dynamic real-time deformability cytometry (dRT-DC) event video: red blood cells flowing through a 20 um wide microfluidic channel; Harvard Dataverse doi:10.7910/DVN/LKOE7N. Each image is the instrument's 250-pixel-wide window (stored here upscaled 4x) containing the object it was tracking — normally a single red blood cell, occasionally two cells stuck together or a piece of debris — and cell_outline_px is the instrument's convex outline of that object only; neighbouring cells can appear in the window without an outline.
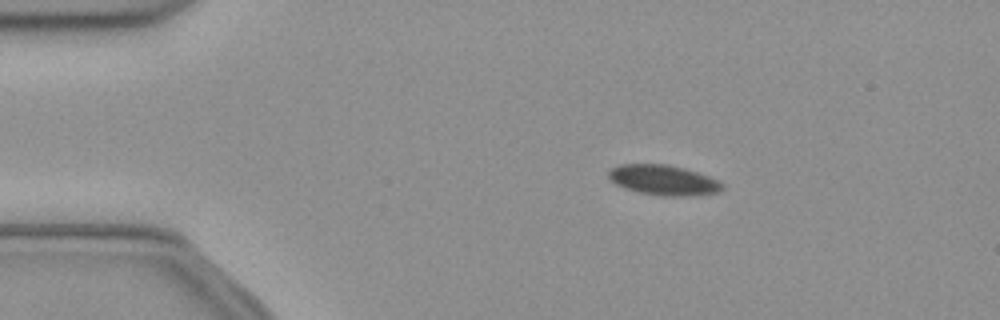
{"species": "common noctule bat (a hibernating species)", "species_latin": "Nyctalus noctula", "temperature_condition": "cold", "stored_images_in_passage": 6, "camera_frame_rate_fps": 3000, "um_per_image_px": 0.085, "animal": {"sex": "female", "body_mass_g": 21.9}, "frame": {"image": 1, "passage_image": 1, "time_ms": 0.0, "image_size_px": [1000, 320], "cell_outline_px": [[724, 188], [720, 192], [680, 196], [664, 196], [640, 192], [624, 188], [616, 184], [608, 176], [608, 172], [612, 168], [620, 164], [668, 164], [684, 168], [708, 176], [724, 184]], "centroid_in_image_um": [56.39, 15.3], "position_along_channel_um": 28.6, "area_um2": 19.77}}